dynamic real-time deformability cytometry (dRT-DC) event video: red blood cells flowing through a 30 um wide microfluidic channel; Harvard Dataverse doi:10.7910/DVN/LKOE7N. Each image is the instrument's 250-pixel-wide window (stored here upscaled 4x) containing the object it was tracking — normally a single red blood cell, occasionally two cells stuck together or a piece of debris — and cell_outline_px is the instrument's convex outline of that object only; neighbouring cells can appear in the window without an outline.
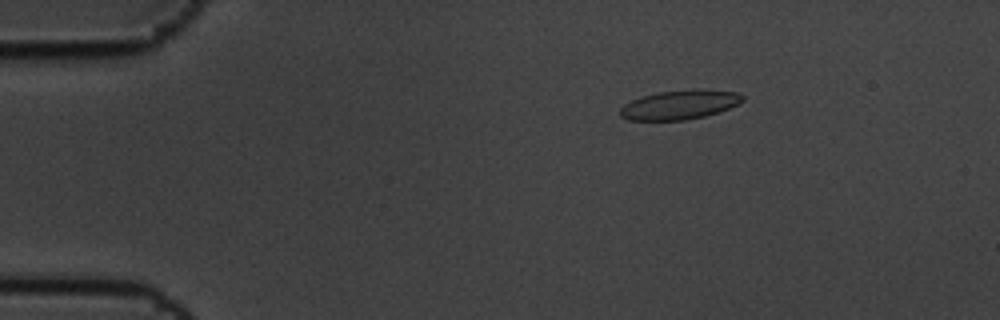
{"species": "common noctule bat (a hibernating species)", "species_latin": "Nyctalus noctula", "temperature_condition": "cold", "stored_images_in_passage": 5, "camera_frame_rate_fps": 3000, "um_per_image_px": 0.085, "animal": {"sex": "male", "body_mass_g": 19.5, "forearm_length_mm": 54.6}, "frame": {"image": 1, "passage_image": 2, "time_ms": 0.333, "image_size_px": [1000, 320], "cell_outline_px": [[744, 100], [728, 108], [704, 116], [684, 120], [628, 120], [620, 116], [620, 108], [624, 104], [632, 100], [656, 92], [736, 92], [744, 96]], "centroid_in_image_um": [57.66, 8.96], "position_along_channel_um": 27.3, "area_um2": 19.65}}
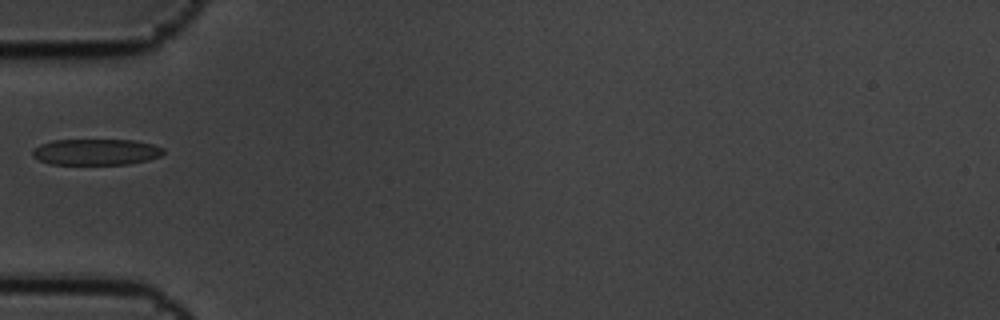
{"frame": {"image": 2, "passage_image": 5, "time_ms": 1.333, "image_size_px": [1000, 320], "cell_outline_px": [[164, 152], [160, 156], [148, 160], [128, 164], [48, 164], [32, 156], [32, 148], [40, 144], [52, 140], [132, 140], [152, 144], [164, 148]], "centroid_in_image_um": [8.13, 12.91], "position_along_channel_um": 76.9, "area_um2": 20.0}}